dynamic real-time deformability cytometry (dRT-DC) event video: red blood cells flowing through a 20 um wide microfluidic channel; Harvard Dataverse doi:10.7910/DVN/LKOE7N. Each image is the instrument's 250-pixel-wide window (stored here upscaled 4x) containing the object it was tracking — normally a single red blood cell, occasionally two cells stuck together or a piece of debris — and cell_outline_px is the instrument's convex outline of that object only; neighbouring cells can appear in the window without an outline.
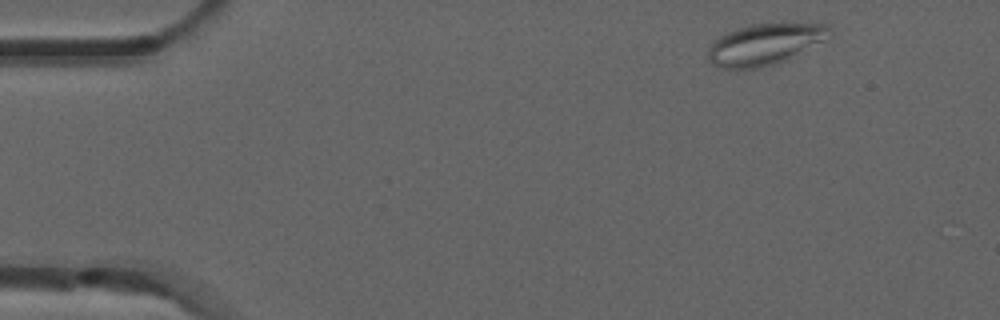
{"species": "common noctule bat (a hibernating species)", "species_latin": "Nyctalus noctula", "temperature_condition": "room temperature", "stored_images_in_passage": 3, "camera_frame_rate_fps": 3000, "um_per_image_px": 0.085, "animal": {"sex": "male", "forearm_length_mm": 52.5}, "frame": {"image": 1, "passage_image": 1, "time_ms": 0.0, "image_size_px": [1000, 320], "cell_outline_px": [[832, 36], [788, 60], [776, 64], [756, 68], [720, 68], [712, 64], [708, 60], [708, 48], [712, 40], [724, 32], [736, 28], [752, 24], [788, 20], [828, 24], [832, 28]], "centroid_in_image_um": [65.07, 3.7], "position_along_channel_um": 19.9, "area_um2": 30.63}}